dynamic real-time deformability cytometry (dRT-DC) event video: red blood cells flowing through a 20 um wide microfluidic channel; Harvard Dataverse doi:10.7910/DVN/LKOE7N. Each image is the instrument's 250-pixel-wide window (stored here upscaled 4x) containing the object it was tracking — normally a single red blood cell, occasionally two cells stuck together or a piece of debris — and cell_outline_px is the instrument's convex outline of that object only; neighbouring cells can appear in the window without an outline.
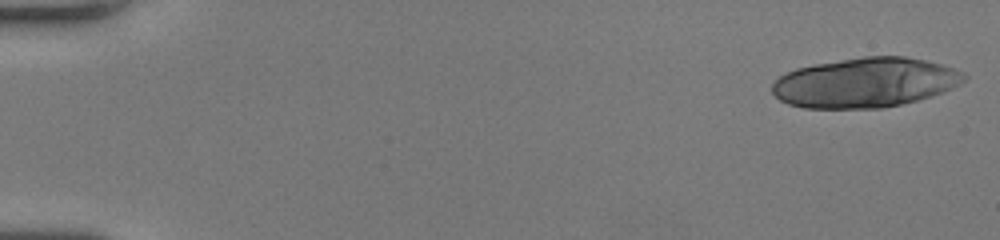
{"species": "human", "species_latin": "Homo sapiens", "temperature_condition": "room temperature", "stored_images_in_passage": 23, "camera_frame_rate_fps": 3000, "um_per_image_px": 0.085, "donor": {"sex": "female"}, "frame": {"image": 1, "passage_image": 1, "time_ms": 0.0, "image_size_px": [1000, 240], "cell_outline_px": [[968, 76], [960, 84], [952, 88], [916, 100], [884, 108], [804, 108], [788, 104], [780, 100], [772, 92], [772, 84], [780, 76], [796, 68], [816, 64], [864, 56], [904, 56], [924, 60], [940, 64], [964, 72]], "centroid_in_image_um": [73.53, 7.02], "position_along_channel_um": 11.5, "area_um2": 55.26}}
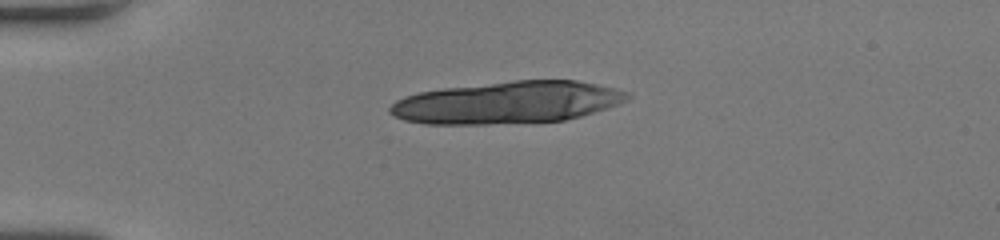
{"frame": {"image": 2, "passage_image": 13, "time_ms": 4.0, "image_size_px": [1000, 240], "cell_outline_px": [[632, 96], [628, 100], [620, 104], [608, 108], [580, 116], [564, 120], [488, 124], [424, 124], [404, 120], [388, 112], [388, 108], [396, 100], [404, 96], [420, 92], [444, 88], [512, 80], [576, 80], [596, 84], [632, 92]], "centroid_in_image_um": [43.16, 8.71], "position_along_channel_um": 41.8, "area_um2": 58.44}}